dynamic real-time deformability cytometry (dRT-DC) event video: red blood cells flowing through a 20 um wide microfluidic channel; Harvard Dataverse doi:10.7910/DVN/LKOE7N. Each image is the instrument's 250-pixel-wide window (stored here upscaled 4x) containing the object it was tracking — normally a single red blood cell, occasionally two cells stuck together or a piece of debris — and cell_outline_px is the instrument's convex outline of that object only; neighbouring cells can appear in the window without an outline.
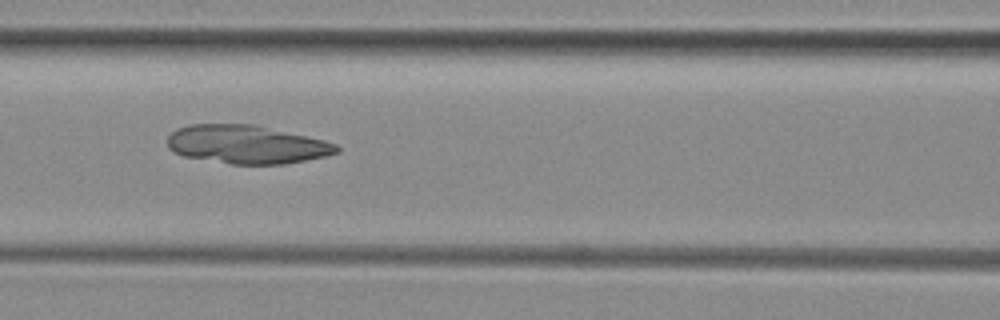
{"species": "common noctule bat (a hibernating species)", "species_latin": "Nyctalus noctula", "temperature_condition": "room temperature", "stored_images_in_passage": 45, "camera_frame_rate_fps": 3000, "um_per_image_px": 0.085, "animal": {"sex": "female", "body_mass_g": 29.2, "forearm_length_mm": 56.3}, "frame": {"image": 1, "passage_image": 16, "time_ms": 5.0, "image_size_px": [1000, 320], "cell_outline_px": [[340, 152], [324, 156], [284, 164], [232, 164], [184, 156], [168, 148], [168, 136], [176, 128], [188, 124], [256, 124], [324, 140], [336, 144], [340, 148]], "centroid_in_image_um": [20.96, 12.26], "position_along_channel_um": 145.6, "area_um2": 37.86}}
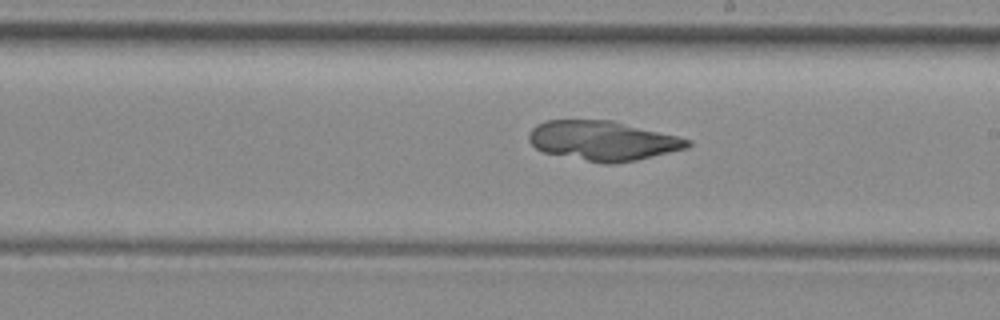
{"frame": {"image": 2, "passage_image": 23, "time_ms": 7.333, "image_size_px": [1000, 320], "cell_outline_px": [[692, 144], [688, 148], [636, 160], [616, 164], [604, 164], [544, 152], [536, 148], [528, 140], [528, 136], [532, 128], [536, 124], [548, 120], [612, 120], [692, 140]], "centroid_in_image_um": [51.24, 11.96], "position_along_channel_um": 237.8, "area_um2": 36.53}}
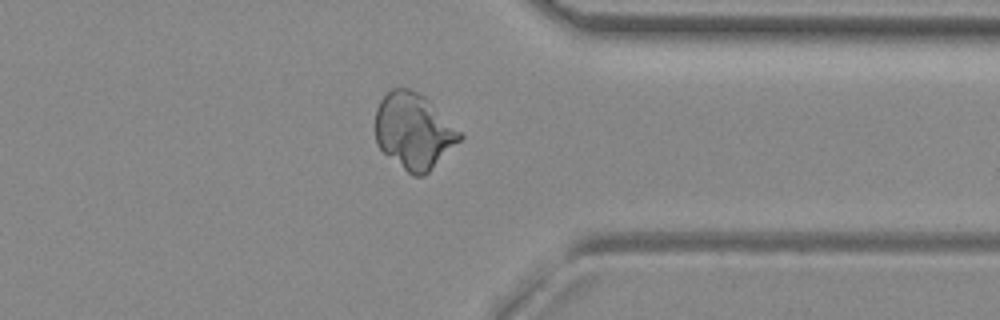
{"frame": {"image": 3, "passage_image": 34, "time_ms": 11.0, "image_size_px": [1000, 320], "cell_outline_px": [[464, 136], [424, 176], [412, 176], [384, 152], [376, 144], [376, 108], [380, 100], [392, 88], [408, 88], [424, 96]], "centroid_in_image_um": [35.14, 11.14], "position_along_channel_um": 376.3, "area_um2": 36.59}}